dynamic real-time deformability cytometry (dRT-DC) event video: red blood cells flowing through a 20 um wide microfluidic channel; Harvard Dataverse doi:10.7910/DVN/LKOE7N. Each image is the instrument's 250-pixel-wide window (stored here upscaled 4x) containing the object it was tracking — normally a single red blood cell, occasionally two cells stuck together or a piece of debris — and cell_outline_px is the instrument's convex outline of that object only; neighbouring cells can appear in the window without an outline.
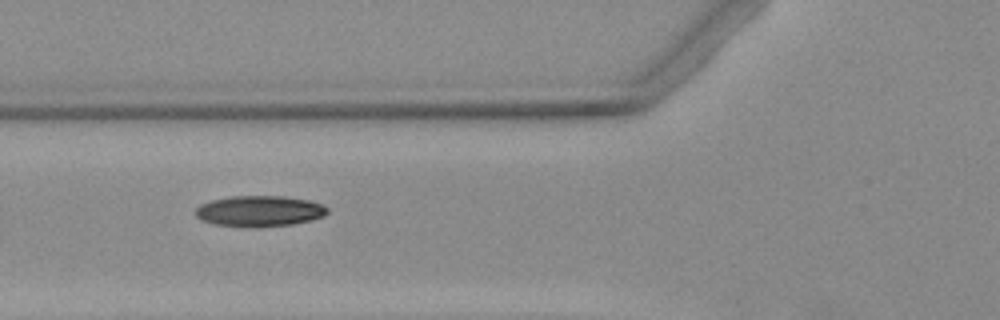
{"species": "Egyptian fruit bat (a non-hibernating species)", "species_latin": "Rousettus aegyptiacus", "temperature_condition": "warm", "stored_images_in_passage": 5, "camera_frame_rate_fps": 3000, "um_per_image_px": 0.085, "animal": {"sex": "female"}, "frame": {"image": 1, "passage_image": 4, "time_ms": 4.0, "image_size_px": [1000, 320], "cell_outline_px": [[328, 212], [324, 216], [312, 220], [292, 224], [252, 228], [248, 228], [212, 224], [200, 220], [196, 216], [196, 208], [200, 204], [212, 200], [228, 196], [284, 196], [308, 200], [320, 204], [328, 208]], "centroid_in_image_um": [22.02, 17.95], "position_along_channel_um": 103.8, "area_um2": 23.99}}
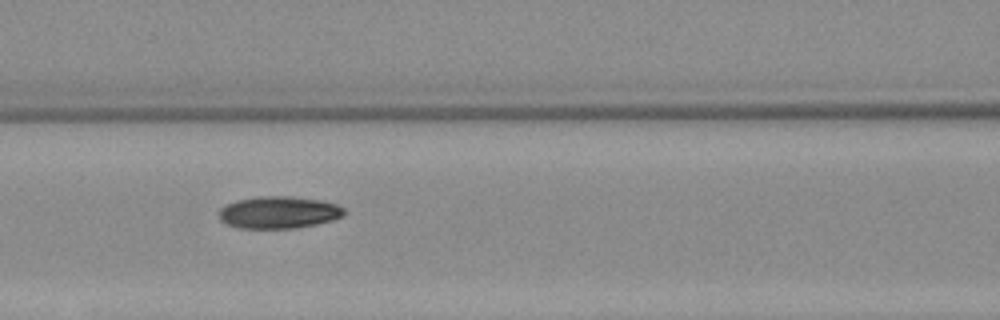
{"frame": {"image": 2, "passage_image": 5, "time_ms": 5.0, "image_size_px": [1000, 320], "cell_outline_px": [[344, 216], [332, 220], [316, 224], [296, 228], [240, 228], [228, 224], [220, 220], [220, 208], [224, 204], [236, 200], [260, 196], [288, 196], [320, 200], [336, 204], [344, 208]], "centroid_in_image_um": [23.68, 18.05], "position_along_channel_um": 142.9, "area_um2": 23.41}}